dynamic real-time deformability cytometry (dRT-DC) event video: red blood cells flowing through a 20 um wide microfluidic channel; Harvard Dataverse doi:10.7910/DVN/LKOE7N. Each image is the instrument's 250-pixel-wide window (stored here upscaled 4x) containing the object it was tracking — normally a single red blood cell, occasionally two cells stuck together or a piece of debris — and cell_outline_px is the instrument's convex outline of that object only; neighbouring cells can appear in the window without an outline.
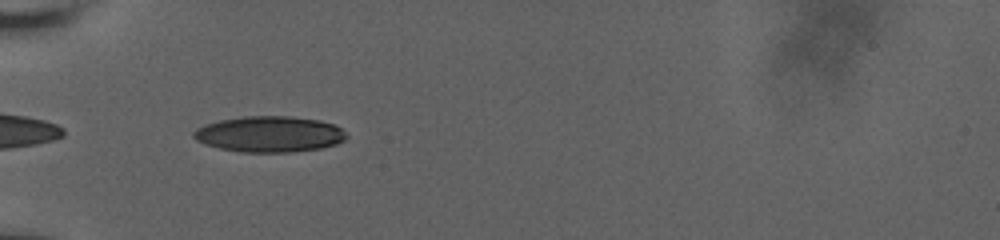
{"species": "human", "species_latin": "Homo sapiens", "temperature_condition": "room temperature", "stored_images_in_passage": 37, "camera_frame_rate_fps": 3000, "um_per_image_px": 0.085, "donor": {"sex": "male"}, "frame": {"image": 1, "passage_image": 1, "time_ms": 0.0, "image_size_px": [1000, 240], "cell_outline_px": [[348, 136], [344, 140], [336, 144], [320, 148], [292, 152], [240, 152], [220, 148], [204, 144], [196, 140], [192, 136], [192, 132], [196, 128], [204, 124], [220, 120], [244, 116], [292, 116], [320, 120], [332, 124], [340, 128]], "centroid_in_image_um": [22.87, 11.4], "position_along_channel_um": 62.1, "area_um2": 32.08}}
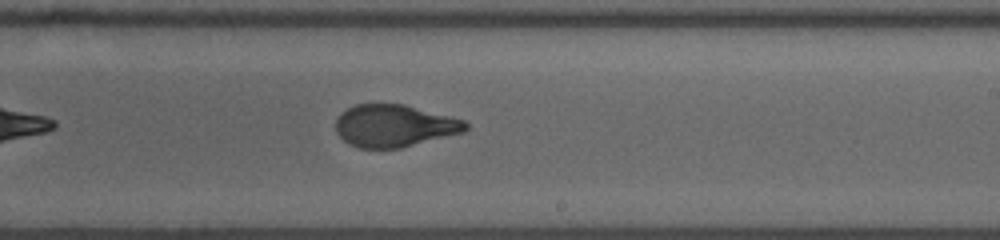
{"frame": {"image": 2, "passage_image": 17, "time_ms": 5.333, "image_size_px": [1000, 240], "cell_outline_px": [[468, 128], [464, 132], [400, 148], [360, 148], [344, 140], [336, 132], [336, 120], [340, 112], [356, 104], [404, 104], [464, 120], [468, 124]], "centroid_in_image_um": [33.51, 10.69], "position_along_channel_um": 255.5, "area_um2": 31.79}}
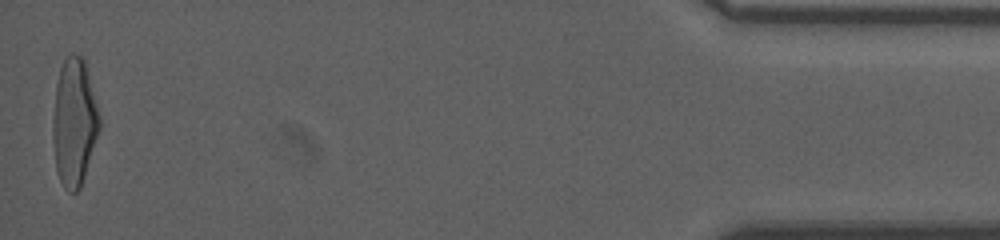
{"frame": {"image": 3, "passage_image": 37, "time_ms": 12.0, "image_size_px": [1000, 240], "cell_outline_px": [[100, 128], [80, 188], [76, 192], [68, 192], [64, 188], [60, 180], [56, 168], [52, 140], [52, 124], [56, 84], [60, 68], [64, 60], [72, 52], [80, 56], [84, 60], [100, 116]], "centroid_in_image_um": [6.29, 10.4], "position_along_channel_um": 428.9, "area_um2": 34.45}, "authors_computed_cell_mechanics": {"area_um2": 33.0038, "velocity_mm_per_s": 3.8052, "shape_relaxation_time_tau1_ms": 6.4436, "shape_relaxation_time_tau2_ms": null, "deformation_change_tau1": 0.232, "deformation_change_tau2": null}}